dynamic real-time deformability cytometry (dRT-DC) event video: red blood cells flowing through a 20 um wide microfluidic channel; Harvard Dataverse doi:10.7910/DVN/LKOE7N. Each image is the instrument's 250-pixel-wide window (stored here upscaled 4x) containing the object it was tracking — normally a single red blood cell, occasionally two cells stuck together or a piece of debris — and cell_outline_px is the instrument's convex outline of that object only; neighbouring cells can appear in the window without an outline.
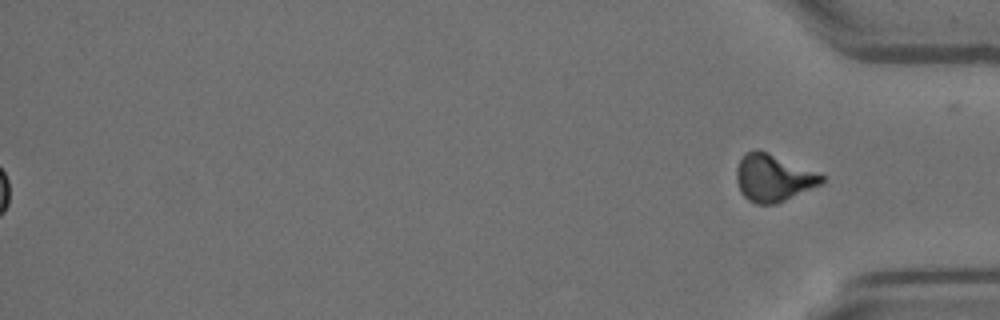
{"species": "Egyptian fruit bat (a non-hibernating species)", "species_latin": "Rousettus aegyptiacus", "temperature_condition": "room temperature", "stored_images_in_passage": 40, "segment_of_instrument_passage": [2, 2], "camera_frame_rate_fps": 3000, "um_per_image_px": 0.085, "animal": {"sex": "female"}, "frame": {"image": 1, "passage_image": 40, "time_ms": 13.0, "image_size_px": [1000, 320], "cell_outline_px": [[824, 180], [820, 184], [776, 204], [756, 204], [748, 200], [740, 192], [736, 180], [736, 168], [740, 160], [748, 152], [756, 148], [768, 152], [824, 176]], "centroid_in_image_um": [65.67, 15.13], "position_along_channel_um": 369.5, "area_um2": 23.0}}